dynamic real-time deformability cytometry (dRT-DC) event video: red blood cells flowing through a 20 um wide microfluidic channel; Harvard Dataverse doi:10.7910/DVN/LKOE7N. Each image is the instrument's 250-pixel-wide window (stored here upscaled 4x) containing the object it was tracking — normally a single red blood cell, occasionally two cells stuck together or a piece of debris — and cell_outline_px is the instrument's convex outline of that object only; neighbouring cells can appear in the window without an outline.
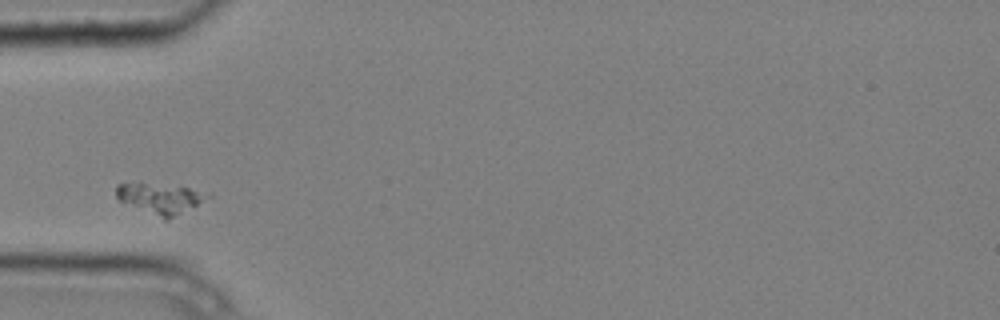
{"species": "common noctule bat (a hibernating species)", "species_latin": "Nyctalus noctula", "temperature_condition": "cold", "stored_images_in_passage": 2, "camera_frame_rate_fps": 3000, "um_per_image_px": 0.085, "animal": {"sex": "male", "body_mass_g": 20.4}, "frame": {"image": 1, "passage_image": 1, "time_ms": 0.0, "image_size_px": [1000, 320], "cell_outline_px": [[212, 196], [164, 220], [120, 200], [116, 196], [116, 184], [140, 180], [188, 188]], "centroid_in_image_um": [13.48, 16.79], "position_along_channel_um": 71.5, "area_um2": 15.95}}
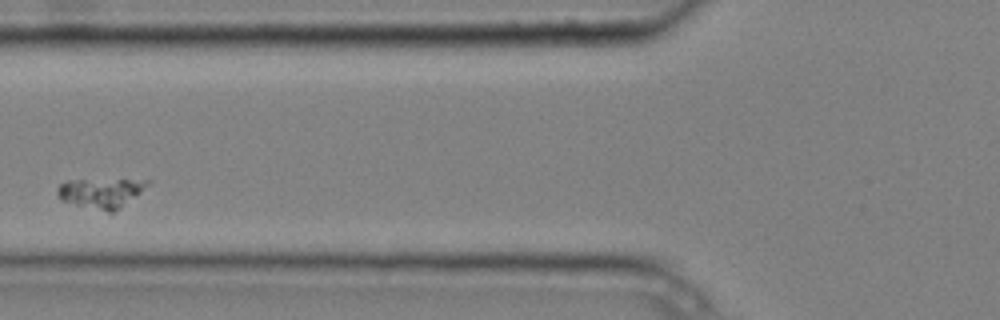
{"frame": {"image": 2, "passage_image": 2, "time_ms": 0.333, "image_size_px": [1000, 320], "cell_outline_px": [[152, 180], [140, 192], [120, 208], [112, 212], [108, 212], [60, 200], [56, 192], [56, 188], [60, 184], [68, 180]], "centroid_in_image_um": [8.54, 16.39], "position_along_channel_um": 117.3, "area_um2": 15.26}}